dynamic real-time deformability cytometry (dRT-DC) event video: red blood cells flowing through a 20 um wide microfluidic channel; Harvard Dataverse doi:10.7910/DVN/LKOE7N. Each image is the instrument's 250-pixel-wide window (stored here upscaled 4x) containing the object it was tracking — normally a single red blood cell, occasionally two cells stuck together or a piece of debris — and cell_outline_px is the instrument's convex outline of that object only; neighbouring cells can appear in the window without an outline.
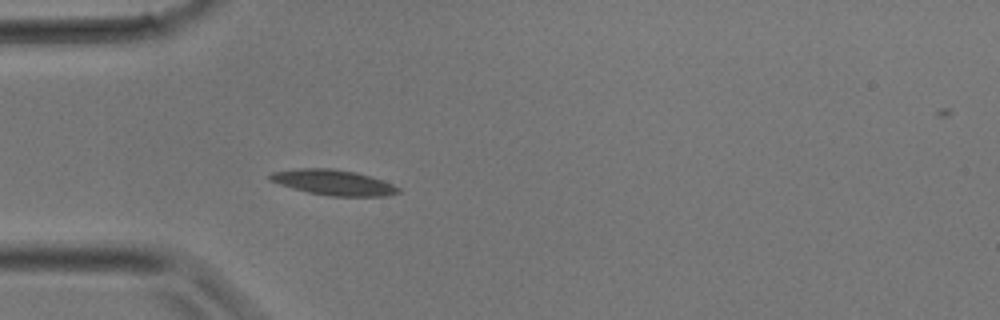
{"species": "common noctule bat (a hibernating species)", "species_latin": "Nyctalus noctula", "temperature_condition": "room temperature", "stored_images_in_passage": 24, "camera_frame_rate_fps": 3000, "um_per_image_px": 0.085, "animal": {"sex": "male", "body_mass_g": 17.9}, "frame": {"image": 1, "passage_image": 1, "time_ms": 0.0, "image_size_px": [1000, 320], "cell_outline_px": [[400, 192], [384, 196], [332, 196], [308, 192], [292, 188], [268, 180], [268, 176], [272, 172], [300, 168], [332, 168], [356, 172], [392, 184], [400, 188]], "centroid_in_image_um": [28.3, 15.5], "position_along_channel_um": 56.7, "area_um2": 18.79}}
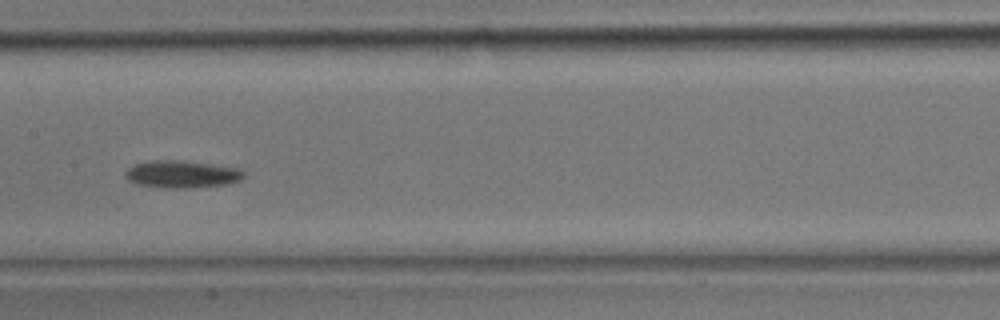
{"frame": {"image": 2, "passage_image": 8, "time_ms": 2.333, "image_size_px": [1000, 320], "cell_outline_px": [[244, 176], [240, 180], [228, 184], [192, 188], [168, 188], [136, 184], [128, 180], [124, 176], [124, 172], [128, 168], [136, 164], [148, 160], [180, 160], [236, 168], [244, 172]], "centroid_in_image_um": [15.41, 14.81], "position_along_channel_um": 192.0, "area_um2": 18.84}}
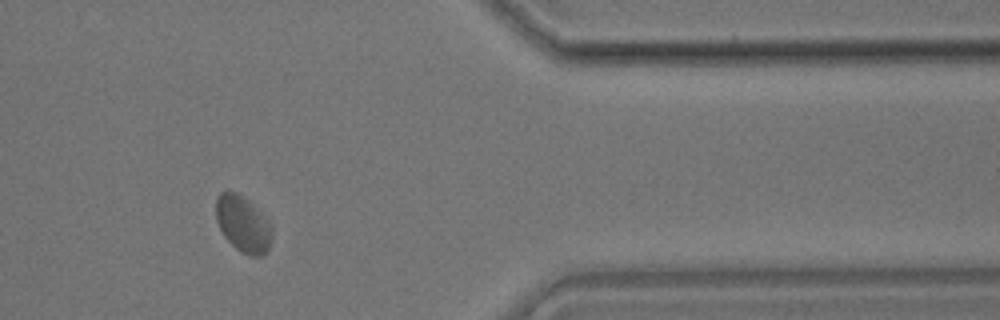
{"frame": {"image": 3, "passage_image": 19, "time_ms": 6.0, "image_size_px": [1000, 320], "cell_outline_px": [[272, 236], [268, 248], [260, 256], [248, 256], [240, 252], [224, 236], [216, 220], [216, 196], [220, 192], [236, 192], [248, 200], [272, 224]], "centroid_in_image_um": [20.65, 19.04], "position_along_channel_um": 390.7, "area_um2": 18.26}}